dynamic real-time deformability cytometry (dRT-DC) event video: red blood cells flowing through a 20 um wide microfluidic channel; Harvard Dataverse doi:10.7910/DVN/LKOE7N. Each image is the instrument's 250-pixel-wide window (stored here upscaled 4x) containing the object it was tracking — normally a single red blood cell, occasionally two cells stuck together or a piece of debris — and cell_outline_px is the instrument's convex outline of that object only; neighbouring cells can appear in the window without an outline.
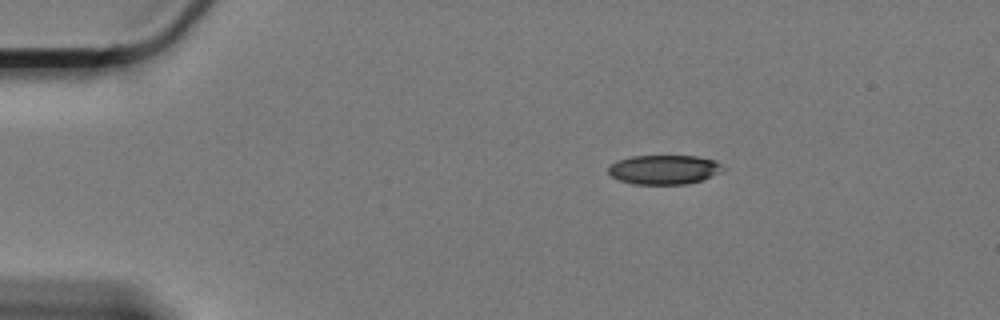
{"species": "Egyptian fruit bat (a non-hibernating species)", "species_latin": "Rousettus aegyptiacus", "temperature_condition": "cold", "stored_images_in_passage": 51, "camera_frame_rate_fps": 3000, "um_per_image_px": 0.085, "animal": {"sex": "female"}, "frame": {"image": 1, "passage_image": 1, "time_ms": 0.0, "image_size_px": [1000, 320], "cell_outline_px": [[724, 168], [720, 172], [712, 176], [700, 180], [684, 184], [632, 184], [620, 180], [612, 176], [608, 172], [608, 168], [612, 164], [620, 160], [632, 156], [696, 156], [712, 160], [720, 164]], "centroid_in_image_um": [56.43, 14.42], "position_along_channel_um": 28.6, "area_um2": 19.25}}
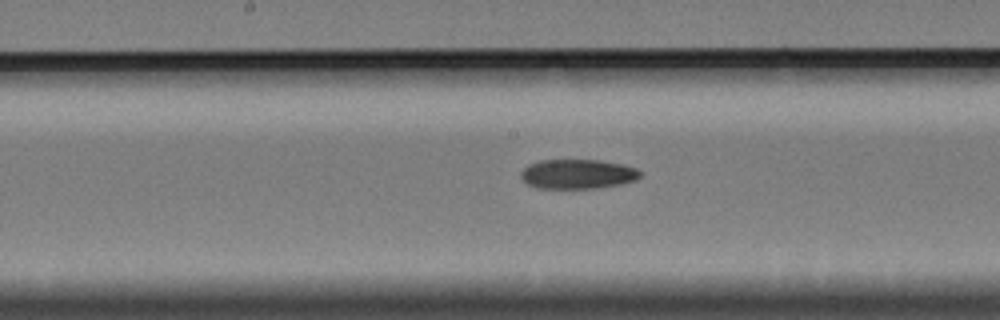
{"frame": {"image": 2, "passage_image": 22, "time_ms": 7.0, "image_size_px": [1000, 320], "cell_outline_px": [[640, 176], [636, 180], [620, 184], [596, 188], [536, 188], [528, 184], [520, 176], [520, 172], [528, 164], [540, 160], [600, 160], [620, 164], [636, 168], [640, 172]], "centroid_in_image_um": [49.07, 14.79], "position_along_channel_um": 199.1, "area_um2": 20.46}}
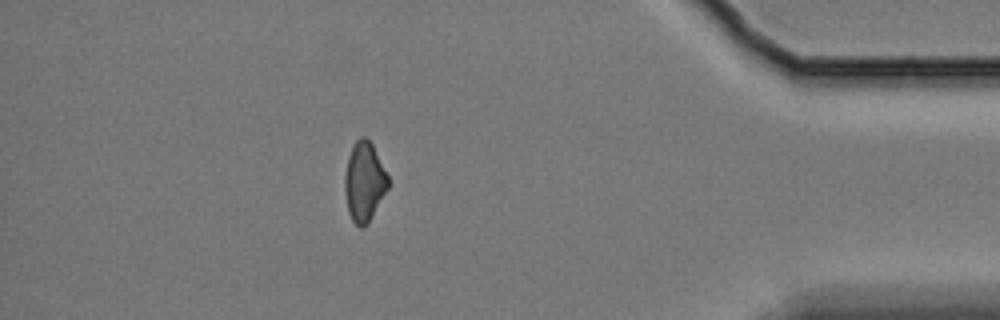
{"frame": {"image": 3, "passage_image": 44, "time_ms": 14.333, "image_size_px": [1000, 320], "cell_outline_px": [[388, 188], [368, 224], [364, 228], [360, 228], [352, 220], [348, 212], [344, 192], [344, 180], [348, 156], [356, 140], [360, 136], [364, 136], [372, 144], [388, 176]], "centroid_in_image_um": [30.95, 15.48], "position_along_channel_um": 404.3, "area_um2": 20.0}}